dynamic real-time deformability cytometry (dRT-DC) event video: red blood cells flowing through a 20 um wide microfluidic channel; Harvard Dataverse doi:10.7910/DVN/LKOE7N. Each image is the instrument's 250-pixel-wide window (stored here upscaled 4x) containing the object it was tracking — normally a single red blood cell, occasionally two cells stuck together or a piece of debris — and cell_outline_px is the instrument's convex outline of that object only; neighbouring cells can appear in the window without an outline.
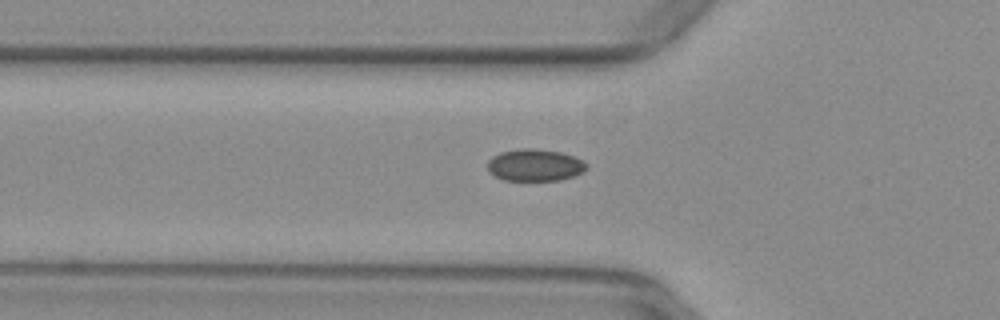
{"species": "common noctule bat (a hibernating species)", "species_latin": "Nyctalus noctula", "temperature_condition": "warm", "stored_images_in_passage": 47, "camera_frame_rate_fps": 3000, "um_per_image_px": 0.085, "animal": {"sex": "female", "body_mass_g": 29.2, "forearm_length_mm": 56.3}, "frame": {"image": 1, "passage_image": 18, "time_ms": 5.667, "image_size_px": [1000, 320], "cell_outline_px": [[584, 168], [580, 172], [572, 176], [560, 180], [504, 180], [488, 172], [488, 160], [492, 156], [500, 152], [520, 148], [532, 148], [560, 152], [572, 156], [580, 160], [584, 164]], "centroid_in_image_um": [45.37, 14.03], "position_along_channel_um": 80.4, "area_um2": 18.09}}
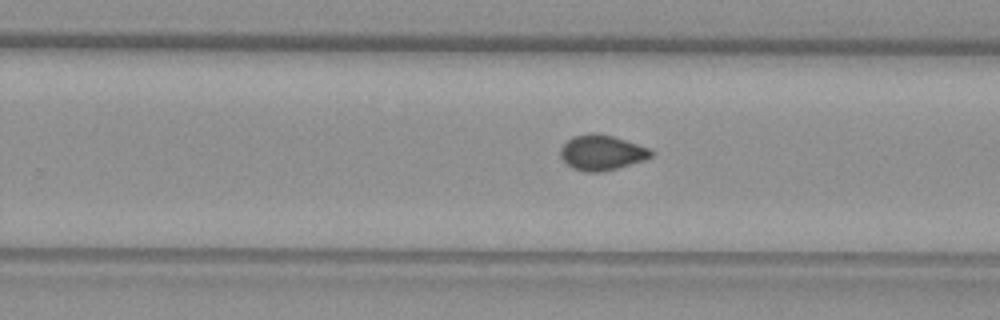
{"frame": {"image": 2, "passage_image": 33, "time_ms": 10.667, "image_size_px": [1000, 320], "cell_outline_px": [[652, 156], [644, 160], [616, 168], [600, 172], [584, 172], [572, 168], [560, 156], [560, 148], [572, 136], [612, 136], [648, 148], [652, 152]], "centroid_in_image_um": [51.13, 13.02], "position_along_channel_um": 278.7, "area_um2": 17.74}}
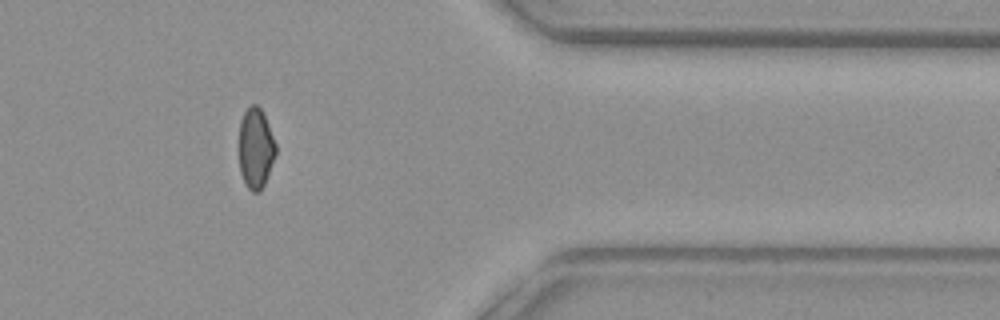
{"frame": {"image": 3, "passage_image": 43, "time_ms": 14.0, "image_size_px": [1000, 320], "cell_outline_px": [[276, 152], [264, 184], [260, 192], [252, 192], [244, 184], [240, 172], [240, 120], [244, 112], [252, 104], [256, 104], [260, 108], [268, 124], [276, 144]], "centroid_in_image_um": [21.73, 12.62], "position_along_channel_um": 389.7, "area_um2": 16.99}, "authors_computed_cell_mechanics": {"area_um2": 18.3226, "velocity_mm_per_s": 3.9555, "shape_relaxation_time_tau1_ms": null, "shape_relaxation_time_tau2_ms": 1.4867, "deformation_change_tau1": null, "deformation_change_tau2": 0.0476}}